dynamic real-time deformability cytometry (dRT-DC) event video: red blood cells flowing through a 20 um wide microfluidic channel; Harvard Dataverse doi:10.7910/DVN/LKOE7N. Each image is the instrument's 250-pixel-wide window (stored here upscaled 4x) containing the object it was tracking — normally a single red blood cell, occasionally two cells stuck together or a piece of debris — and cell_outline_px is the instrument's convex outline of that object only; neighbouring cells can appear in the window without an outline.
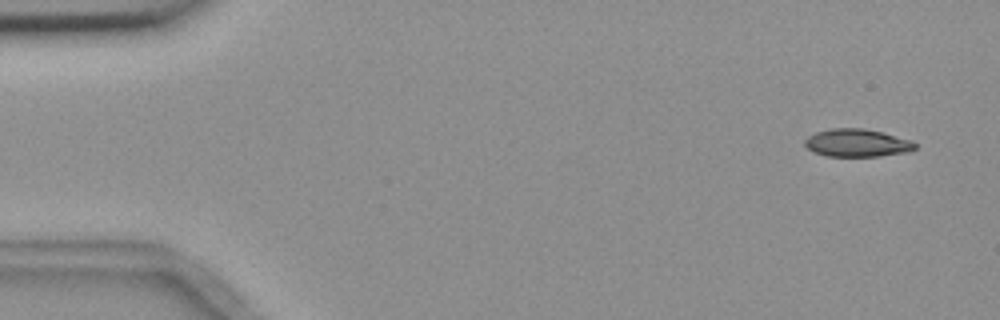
{"species": "common noctule bat (a hibernating species)", "species_latin": "Nyctalus noctula", "temperature_condition": "room temperature", "stored_images_in_passage": 5, "camera_frame_rate_fps": 3000, "um_per_image_px": 0.085, "animal": {"sex": "female", "body_mass_g": 18.4}, "frame": {"image": 1, "passage_image": 1, "time_ms": 0.0, "image_size_px": [1000, 320], "cell_outline_px": [[916, 148], [908, 152], [880, 156], [828, 156], [816, 152], [808, 148], [804, 144], [804, 140], [808, 136], [816, 132], [832, 128], [864, 128], [912, 140], [916, 144]], "centroid_in_image_um": [72.86, 12.14], "position_along_channel_um": 12.1, "area_um2": 17.74}}